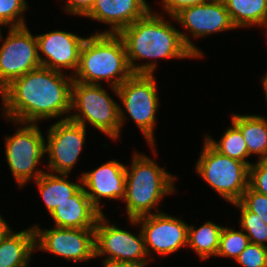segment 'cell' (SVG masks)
<instances>
[{
    "label": "cell",
    "instance_id": "1",
    "mask_svg": "<svg viewBox=\"0 0 267 267\" xmlns=\"http://www.w3.org/2000/svg\"><path fill=\"white\" fill-rule=\"evenodd\" d=\"M72 82L71 74L43 66L31 70L0 92L2 115L10 122L33 124L65 114L62 120L69 119Z\"/></svg>",
    "mask_w": 267,
    "mask_h": 267
},
{
    "label": "cell",
    "instance_id": "2",
    "mask_svg": "<svg viewBox=\"0 0 267 267\" xmlns=\"http://www.w3.org/2000/svg\"><path fill=\"white\" fill-rule=\"evenodd\" d=\"M118 35L124 42L130 69L136 74H154L157 69V61L137 64L135 61L138 60L197 59L203 56L202 50L192 43L189 35L152 10L122 29Z\"/></svg>",
    "mask_w": 267,
    "mask_h": 267
},
{
    "label": "cell",
    "instance_id": "3",
    "mask_svg": "<svg viewBox=\"0 0 267 267\" xmlns=\"http://www.w3.org/2000/svg\"><path fill=\"white\" fill-rule=\"evenodd\" d=\"M132 74L122 38L118 34L95 32L83 43L73 81L101 84L104 80L110 87L118 88Z\"/></svg>",
    "mask_w": 267,
    "mask_h": 267
},
{
    "label": "cell",
    "instance_id": "4",
    "mask_svg": "<svg viewBox=\"0 0 267 267\" xmlns=\"http://www.w3.org/2000/svg\"><path fill=\"white\" fill-rule=\"evenodd\" d=\"M130 169L126 167L125 198L128 219L160 213L159 202L174 194L177 180L144 153L134 152ZM158 204V205H157Z\"/></svg>",
    "mask_w": 267,
    "mask_h": 267
},
{
    "label": "cell",
    "instance_id": "5",
    "mask_svg": "<svg viewBox=\"0 0 267 267\" xmlns=\"http://www.w3.org/2000/svg\"><path fill=\"white\" fill-rule=\"evenodd\" d=\"M101 84L73 81L71 85V112L69 119L86 127L90 124L110 139H118L123 123L128 119Z\"/></svg>",
    "mask_w": 267,
    "mask_h": 267
},
{
    "label": "cell",
    "instance_id": "6",
    "mask_svg": "<svg viewBox=\"0 0 267 267\" xmlns=\"http://www.w3.org/2000/svg\"><path fill=\"white\" fill-rule=\"evenodd\" d=\"M195 171L229 203L239 202L249 187V166L215 150L205 139Z\"/></svg>",
    "mask_w": 267,
    "mask_h": 267
},
{
    "label": "cell",
    "instance_id": "7",
    "mask_svg": "<svg viewBox=\"0 0 267 267\" xmlns=\"http://www.w3.org/2000/svg\"><path fill=\"white\" fill-rule=\"evenodd\" d=\"M157 77L154 74L133 73L118 88L111 86L112 91L120 99L129 117L138 126L148 144L155 149V124L159 107Z\"/></svg>",
    "mask_w": 267,
    "mask_h": 267
},
{
    "label": "cell",
    "instance_id": "8",
    "mask_svg": "<svg viewBox=\"0 0 267 267\" xmlns=\"http://www.w3.org/2000/svg\"><path fill=\"white\" fill-rule=\"evenodd\" d=\"M15 134L5 137V155L10 171L18 187L34 179L36 181L45 171L36 168L45 155V139L38 124L15 122Z\"/></svg>",
    "mask_w": 267,
    "mask_h": 267
},
{
    "label": "cell",
    "instance_id": "9",
    "mask_svg": "<svg viewBox=\"0 0 267 267\" xmlns=\"http://www.w3.org/2000/svg\"><path fill=\"white\" fill-rule=\"evenodd\" d=\"M0 47V92L14 79L41 66L36 35L27 26L10 27Z\"/></svg>",
    "mask_w": 267,
    "mask_h": 267
},
{
    "label": "cell",
    "instance_id": "10",
    "mask_svg": "<svg viewBox=\"0 0 267 267\" xmlns=\"http://www.w3.org/2000/svg\"><path fill=\"white\" fill-rule=\"evenodd\" d=\"M95 258L106 255V261H124L148 263L144 236L140 228L139 234L123 230L100 215L95 226Z\"/></svg>",
    "mask_w": 267,
    "mask_h": 267
},
{
    "label": "cell",
    "instance_id": "11",
    "mask_svg": "<svg viewBox=\"0 0 267 267\" xmlns=\"http://www.w3.org/2000/svg\"><path fill=\"white\" fill-rule=\"evenodd\" d=\"M47 131V167L50 172L69 175L79 159L83 145L86 144V127L70 119H60Z\"/></svg>",
    "mask_w": 267,
    "mask_h": 267
},
{
    "label": "cell",
    "instance_id": "12",
    "mask_svg": "<svg viewBox=\"0 0 267 267\" xmlns=\"http://www.w3.org/2000/svg\"><path fill=\"white\" fill-rule=\"evenodd\" d=\"M35 231V252L38 250L63 257L66 260L85 261L95 259V229L60 228Z\"/></svg>",
    "mask_w": 267,
    "mask_h": 267
},
{
    "label": "cell",
    "instance_id": "13",
    "mask_svg": "<svg viewBox=\"0 0 267 267\" xmlns=\"http://www.w3.org/2000/svg\"><path fill=\"white\" fill-rule=\"evenodd\" d=\"M128 220L140 225L147 255L154 251L163 257L187 246L189 225L177 217L160 212Z\"/></svg>",
    "mask_w": 267,
    "mask_h": 267
},
{
    "label": "cell",
    "instance_id": "14",
    "mask_svg": "<svg viewBox=\"0 0 267 267\" xmlns=\"http://www.w3.org/2000/svg\"><path fill=\"white\" fill-rule=\"evenodd\" d=\"M36 38L41 66L60 72L72 69V76L76 73L86 38L62 30L39 34Z\"/></svg>",
    "mask_w": 267,
    "mask_h": 267
},
{
    "label": "cell",
    "instance_id": "15",
    "mask_svg": "<svg viewBox=\"0 0 267 267\" xmlns=\"http://www.w3.org/2000/svg\"><path fill=\"white\" fill-rule=\"evenodd\" d=\"M82 187L93 206L101 213L100 198L120 201L125 198L126 166L116 160H110L98 168L81 174Z\"/></svg>",
    "mask_w": 267,
    "mask_h": 267
},
{
    "label": "cell",
    "instance_id": "16",
    "mask_svg": "<svg viewBox=\"0 0 267 267\" xmlns=\"http://www.w3.org/2000/svg\"><path fill=\"white\" fill-rule=\"evenodd\" d=\"M171 18L189 30L196 39L236 29L222 0H210L204 4L184 8Z\"/></svg>",
    "mask_w": 267,
    "mask_h": 267
},
{
    "label": "cell",
    "instance_id": "17",
    "mask_svg": "<svg viewBox=\"0 0 267 267\" xmlns=\"http://www.w3.org/2000/svg\"><path fill=\"white\" fill-rule=\"evenodd\" d=\"M151 9L146 0H95L85 17L111 25L109 30L102 33L118 34Z\"/></svg>",
    "mask_w": 267,
    "mask_h": 267
},
{
    "label": "cell",
    "instance_id": "18",
    "mask_svg": "<svg viewBox=\"0 0 267 267\" xmlns=\"http://www.w3.org/2000/svg\"><path fill=\"white\" fill-rule=\"evenodd\" d=\"M100 215L83 187L50 214L56 227L79 229H94Z\"/></svg>",
    "mask_w": 267,
    "mask_h": 267
},
{
    "label": "cell",
    "instance_id": "19",
    "mask_svg": "<svg viewBox=\"0 0 267 267\" xmlns=\"http://www.w3.org/2000/svg\"><path fill=\"white\" fill-rule=\"evenodd\" d=\"M35 251L33 226L0 239V267H28Z\"/></svg>",
    "mask_w": 267,
    "mask_h": 267
},
{
    "label": "cell",
    "instance_id": "20",
    "mask_svg": "<svg viewBox=\"0 0 267 267\" xmlns=\"http://www.w3.org/2000/svg\"><path fill=\"white\" fill-rule=\"evenodd\" d=\"M68 176L67 174H51L45 171L34 181L49 214L82 188L81 177L78 179L79 183H74L67 179Z\"/></svg>",
    "mask_w": 267,
    "mask_h": 267
},
{
    "label": "cell",
    "instance_id": "21",
    "mask_svg": "<svg viewBox=\"0 0 267 267\" xmlns=\"http://www.w3.org/2000/svg\"><path fill=\"white\" fill-rule=\"evenodd\" d=\"M233 122L242 132L249 156L258 154V160H267V118L259 115H232Z\"/></svg>",
    "mask_w": 267,
    "mask_h": 267
},
{
    "label": "cell",
    "instance_id": "22",
    "mask_svg": "<svg viewBox=\"0 0 267 267\" xmlns=\"http://www.w3.org/2000/svg\"><path fill=\"white\" fill-rule=\"evenodd\" d=\"M236 28L264 26L267 0H222Z\"/></svg>",
    "mask_w": 267,
    "mask_h": 267
},
{
    "label": "cell",
    "instance_id": "23",
    "mask_svg": "<svg viewBox=\"0 0 267 267\" xmlns=\"http://www.w3.org/2000/svg\"><path fill=\"white\" fill-rule=\"evenodd\" d=\"M223 227L224 225L220 226L211 221L205 222L199 228L189 225L187 247L194 250L202 260L216 256Z\"/></svg>",
    "mask_w": 267,
    "mask_h": 267
},
{
    "label": "cell",
    "instance_id": "24",
    "mask_svg": "<svg viewBox=\"0 0 267 267\" xmlns=\"http://www.w3.org/2000/svg\"><path fill=\"white\" fill-rule=\"evenodd\" d=\"M205 140L219 153L244 162L249 167L252 164L246 160L249 157V153L243 134L233 122L232 126L227 128L219 141H215L207 134Z\"/></svg>",
    "mask_w": 267,
    "mask_h": 267
},
{
    "label": "cell",
    "instance_id": "25",
    "mask_svg": "<svg viewBox=\"0 0 267 267\" xmlns=\"http://www.w3.org/2000/svg\"><path fill=\"white\" fill-rule=\"evenodd\" d=\"M232 205L240 209V227L245 231L249 242L267 247V224L259 218V215L250 212L240 201L232 203Z\"/></svg>",
    "mask_w": 267,
    "mask_h": 267
},
{
    "label": "cell",
    "instance_id": "26",
    "mask_svg": "<svg viewBox=\"0 0 267 267\" xmlns=\"http://www.w3.org/2000/svg\"><path fill=\"white\" fill-rule=\"evenodd\" d=\"M249 243V238L243 230L236 231L231 227H223L216 256L236 260Z\"/></svg>",
    "mask_w": 267,
    "mask_h": 267
},
{
    "label": "cell",
    "instance_id": "27",
    "mask_svg": "<svg viewBox=\"0 0 267 267\" xmlns=\"http://www.w3.org/2000/svg\"><path fill=\"white\" fill-rule=\"evenodd\" d=\"M26 0H0V25L10 27L26 26L23 12H26Z\"/></svg>",
    "mask_w": 267,
    "mask_h": 267
},
{
    "label": "cell",
    "instance_id": "28",
    "mask_svg": "<svg viewBox=\"0 0 267 267\" xmlns=\"http://www.w3.org/2000/svg\"><path fill=\"white\" fill-rule=\"evenodd\" d=\"M235 261L243 267H267V247L249 243Z\"/></svg>",
    "mask_w": 267,
    "mask_h": 267
},
{
    "label": "cell",
    "instance_id": "29",
    "mask_svg": "<svg viewBox=\"0 0 267 267\" xmlns=\"http://www.w3.org/2000/svg\"><path fill=\"white\" fill-rule=\"evenodd\" d=\"M240 202L250 211L259 215L267 224V196L260 194L250 187L243 193Z\"/></svg>",
    "mask_w": 267,
    "mask_h": 267
},
{
    "label": "cell",
    "instance_id": "30",
    "mask_svg": "<svg viewBox=\"0 0 267 267\" xmlns=\"http://www.w3.org/2000/svg\"><path fill=\"white\" fill-rule=\"evenodd\" d=\"M249 187L267 196V160H258L249 168Z\"/></svg>",
    "mask_w": 267,
    "mask_h": 267
},
{
    "label": "cell",
    "instance_id": "31",
    "mask_svg": "<svg viewBox=\"0 0 267 267\" xmlns=\"http://www.w3.org/2000/svg\"><path fill=\"white\" fill-rule=\"evenodd\" d=\"M210 0H162V6L167 16L174 17L182 9L207 3Z\"/></svg>",
    "mask_w": 267,
    "mask_h": 267
},
{
    "label": "cell",
    "instance_id": "32",
    "mask_svg": "<svg viewBox=\"0 0 267 267\" xmlns=\"http://www.w3.org/2000/svg\"><path fill=\"white\" fill-rule=\"evenodd\" d=\"M95 0H67L65 12L85 17L92 9Z\"/></svg>",
    "mask_w": 267,
    "mask_h": 267
},
{
    "label": "cell",
    "instance_id": "33",
    "mask_svg": "<svg viewBox=\"0 0 267 267\" xmlns=\"http://www.w3.org/2000/svg\"><path fill=\"white\" fill-rule=\"evenodd\" d=\"M148 263L124 262V261H106L103 267H146Z\"/></svg>",
    "mask_w": 267,
    "mask_h": 267
},
{
    "label": "cell",
    "instance_id": "34",
    "mask_svg": "<svg viewBox=\"0 0 267 267\" xmlns=\"http://www.w3.org/2000/svg\"><path fill=\"white\" fill-rule=\"evenodd\" d=\"M12 229L0 214V239L5 237Z\"/></svg>",
    "mask_w": 267,
    "mask_h": 267
},
{
    "label": "cell",
    "instance_id": "35",
    "mask_svg": "<svg viewBox=\"0 0 267 267\" xmlns=\"http://www.w3.org/2000/svg\"><path fill=\"white\" fill-rule=\"evenodd\" d=\"M262 86L264 88V93H265V100H266V105H267V73L265 76L262 77Z\"/></svg>",
    "mask_w": 267,
    "mask_h": 267
},
{
    "label": "cell",
    "instance_id": "36",
    "mask_svg": "<svg viewBox=\"0 0 267 267\" xmlns=\"http://www.w3.org/2000/svg\"><path fill=\"white\" fill-rule=\"evenodd\" d=\"M1 27L2 26L0 25V41L4 38L3 35H2V33H1Z\"/></svg>",
    "mask_w": 267,
    "mask_h": 267
},
{
    "label": "cell",
    "instance_id": "37",
    "mask_svg": "<svg viewBox=\"0 0 267 267\" xmlns=\"http://www.w3.org/2000/svg\"><path fill=\"white\" fill-rule=\"evenodd\" d=\"M266 28V31H267V21L265 22L264 26ZM266 35H267V32H266ZM267 37V36H266Z\"/></svg>",
    "mask_w": 267,
    "mask_h": 267
}]
</instances>
